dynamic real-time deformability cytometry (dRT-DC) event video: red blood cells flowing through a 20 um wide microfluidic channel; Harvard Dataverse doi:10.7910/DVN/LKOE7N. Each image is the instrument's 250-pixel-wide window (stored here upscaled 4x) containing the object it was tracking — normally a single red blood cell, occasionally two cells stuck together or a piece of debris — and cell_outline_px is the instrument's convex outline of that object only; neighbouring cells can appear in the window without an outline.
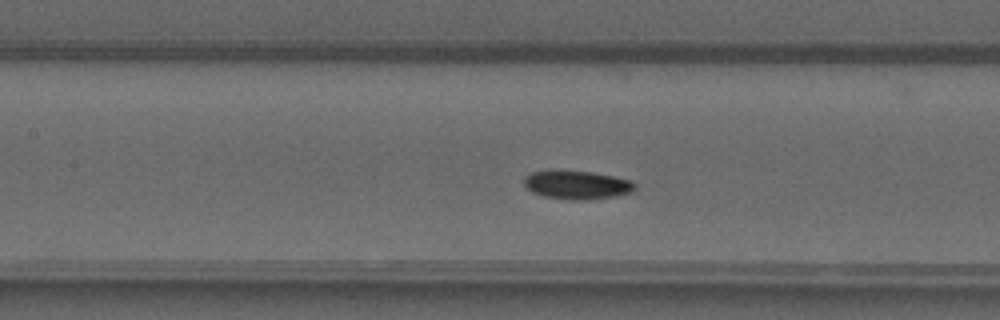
{"species": "common noctule bat (a hibernating species)", "species_latin": "Nyctalus noctula", "temperature_condition": "warm", "stored_images_in_passage": 45, "camera_frame_rate_fps": 3000, "um_per_image_px": 0.085, "animal": {"sex": "male", "forearm_length_mm": 52.5}, "frame": {"image": 1, "passage_image": 17, "time_ms": 5.333, "image_size_px": [1000, 320], "cell_outline_px": [[636, 188], [632, 192], [616, 196], [584, 200], [572, 200], [544, 196], [532, 192], [524, 184], [524, 176], [532, 172], [556, 168], [592, 172], [632, 180], [636, 184]], "centroid_in_image_um": [49.03, 15.68], "position_along_channel_um": 158.4, "area_um2": 18.9}}
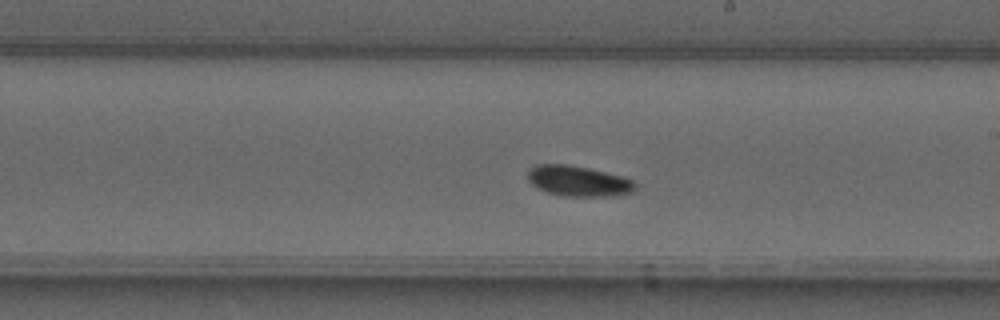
{"frame": {"image": 2, "passage_image": 23, "time_ms": 7.333, "image_size_px": [1000, 320], "cell_outline_px": [[636, 192], [612, 196], [560, 196], [536, 188], [528, 180], [528, 168], [536, 164], [564, 164], [588, 168], [624, 176], [632, 180], [636, 184]], "centroid_in_image_um": [49.17, 15.39], "position_along_channel_um": 239.8, "area_um2": 19.36}}
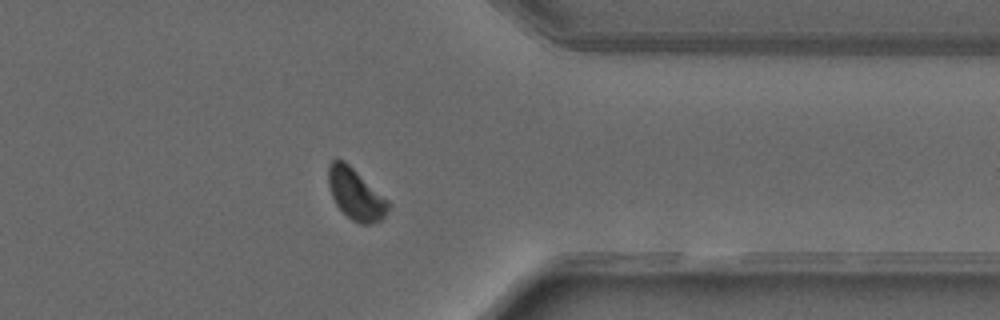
{"frame": {"image": 3, "passage_image": 34, "time_ms": 11.0, "image_size_px": [1000, 320], "cell_outline_px": [[392, 204], [384, 216], [380, 220], [372, 224], [360, 224], [352, 220], [336, 204], [332, 196], [328, 184], [328, 164], [332, 160], [344, 160], [388, 200]], "centroid_in_image_um": [30.24, 16.51], "position_along_channel_um": 381.2, "area_um2": 17.69}, "authors_computed_cell_mechanics": {"area_um2": 17.9758, "velocity_mm_per_s": 4.0954, "shape_relaxation_time_tau1_ms": 2.4232, "shape_relaxation_time_tau2_ms": null, "deformation_change_tau1": 0.0883, "deformation_change_tau2": null}}